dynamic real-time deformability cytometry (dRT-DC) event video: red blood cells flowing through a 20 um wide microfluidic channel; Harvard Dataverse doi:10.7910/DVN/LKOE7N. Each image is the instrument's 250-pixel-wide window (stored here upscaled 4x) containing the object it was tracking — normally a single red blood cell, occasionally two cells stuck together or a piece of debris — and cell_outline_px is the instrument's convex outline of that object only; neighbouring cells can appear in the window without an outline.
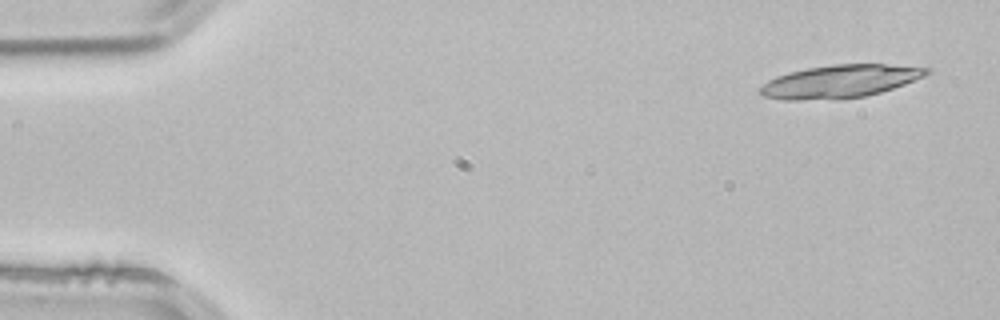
{"species": "common noctule bat (a hibernating species)", "species_latin": "Nyctalus noctula", "temperature_condition": "room temperature", "stored_images_in_passage": 5, "segment_of_instrument_passage": [1, 2], "camera_frame_rate_fps": 3000, "um_per_image_px": 0.085, "animal": {"sex": "male", "body_mass_g": 21.5, "forearm_length_mm": 52.0}, "frame": {"image": 1, "passage_image": 1, "time_ms": 0.0, "image_size_px": [1000, 320], "cell_outline_px": [[932, 72], [924, 76], [904, 84], [880, 92], [864, 96], [836, 100], [780, 100], [764, 96], [760, 92], [760, 88], [768, 80], [776, 76], [788, 72], [808, 68], [832, 64], [888, 64], [932, 68]], "centroid_in_image_um": [71.4, 6.92], "position_along_channel_um": 13.6, "area_um2": 32.08}}